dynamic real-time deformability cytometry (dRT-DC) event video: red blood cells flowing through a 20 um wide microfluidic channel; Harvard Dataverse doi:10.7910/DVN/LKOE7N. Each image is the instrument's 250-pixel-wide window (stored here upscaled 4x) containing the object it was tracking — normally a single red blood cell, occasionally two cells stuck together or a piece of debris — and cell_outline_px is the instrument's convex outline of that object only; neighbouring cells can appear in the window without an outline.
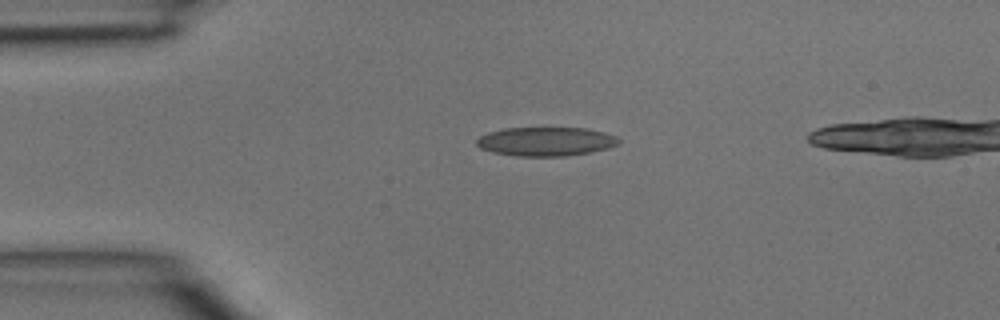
{"species": "common noctule bat (a hibernating species)", "species_latin": "Nyctalus noctula", "temperature_condition": "room temperature", "stored_images_in_passage": 4, "camera_frame_rate_fps": 3000, "um_per_image_px": 0.085, "animal": {"sex": "male", "body_mass_g": 15.6}, "frame": {"image": 1, "passage_image": 4, "time_ms": 1.0, "image_size_px": [1000, 320], "cell_outline_px": [[620, 144], [608, 148], [592, 152], [564, 156], [516, 156], [492, 152], [480, 148], [476, 144], [476, 140], [480, 136], [488, 132], [504, 128], [584, 128], [604, 132], [616, 136], [620, 140]], "centroid_in_image_um": [46.4, 12.03], "position_along_channel_um": 38.6, "area_um2": 24.04}}